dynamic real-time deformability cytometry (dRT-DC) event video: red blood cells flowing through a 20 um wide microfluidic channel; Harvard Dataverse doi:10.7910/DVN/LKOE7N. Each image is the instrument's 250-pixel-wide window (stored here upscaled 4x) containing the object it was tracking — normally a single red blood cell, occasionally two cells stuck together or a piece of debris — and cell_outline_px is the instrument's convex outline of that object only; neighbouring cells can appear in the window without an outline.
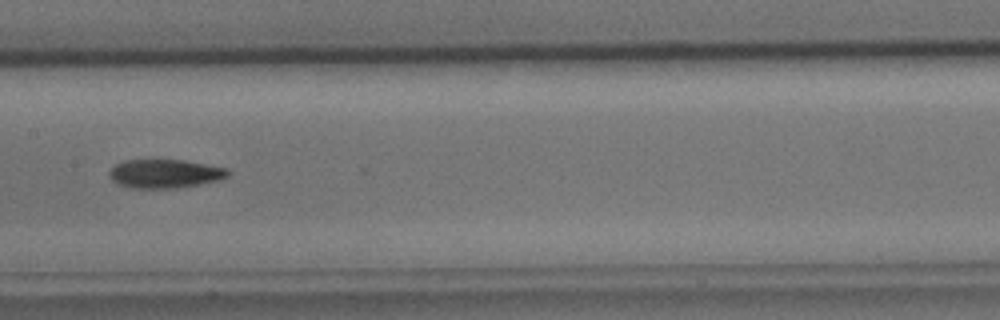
{"species": "common noctule bat (a hibernating species)", "species_latin": "Nyctalus noctula", "temperature_condition": "cold", "stored_images_in_passage": 9, "camera_frame_rate_fps": 3000, "um_per_image_px": 0.085, "animal": {"sex": "male", "body_mass_g": 15.6}, "frame": {"image": 1, "passage_image": 7, "time_ms": 8.0, "image_size_px": [1000, 320], "cell_outline_px": [[232, 172], [228, 176], [220, 180], [176, 188], [132, 188], [120, 184], [112, 180], [108, 176], [108, 172], [116, 164], [124, 160], [152, 156], [184, 160], [228, 168]], "centroid_in_image_um": [14.0, 14.7], "position_along_channel_um": 193.4, "area_um2": 20.75}}
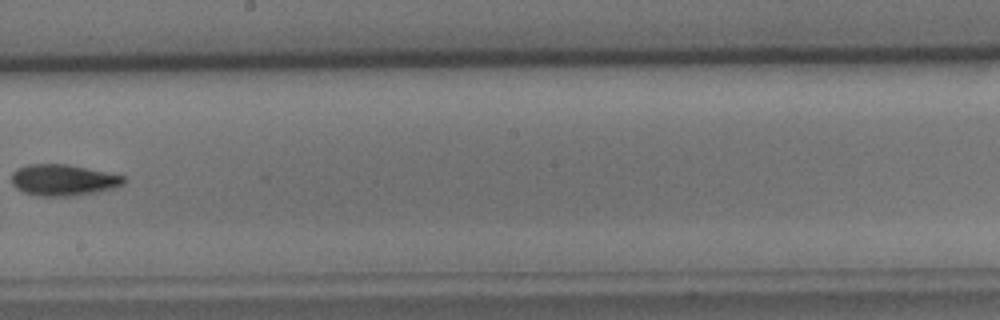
{"frame": {"image": 2, "passage_image": 8, "time_ms": 9.333, "image_size_px": [1000, 320], "cell_outline_px": [[128, 180], [124, 184], [116, 188], [96, 192], [72, 196], [36, 196], [24, 192], [16, 188], [12, 184], [12, 172], [16, 168], [28, 164], [68, 164], [124, 176]], "centroid_in_image_um": [5.38, 15.3], "position_along_channel_um": 242.8, "area_um2": 20.63}}
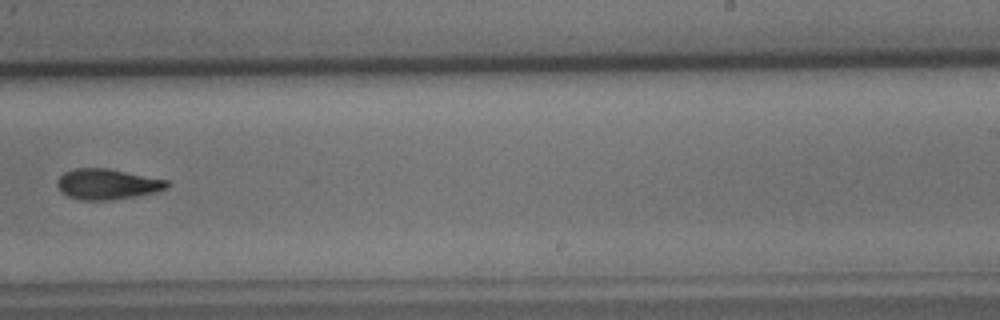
{"frame": {"image": 3, "passage_image": 9, "time_ms": 10.333, "image_size_px": [1000, 320], "cell_outline_px": [[172, 184], [168, 188], [136, 196], [112, 200], [80, 200], [68, 196], [60, 192], [56, 184], [56, 180], [64, 172], [76, 168], [108, 168], [168, 180]], "centroid_in_image_um": [9.1, 15.65], "position_along_channel_um": 279.9, "area_um2": 19.71}}